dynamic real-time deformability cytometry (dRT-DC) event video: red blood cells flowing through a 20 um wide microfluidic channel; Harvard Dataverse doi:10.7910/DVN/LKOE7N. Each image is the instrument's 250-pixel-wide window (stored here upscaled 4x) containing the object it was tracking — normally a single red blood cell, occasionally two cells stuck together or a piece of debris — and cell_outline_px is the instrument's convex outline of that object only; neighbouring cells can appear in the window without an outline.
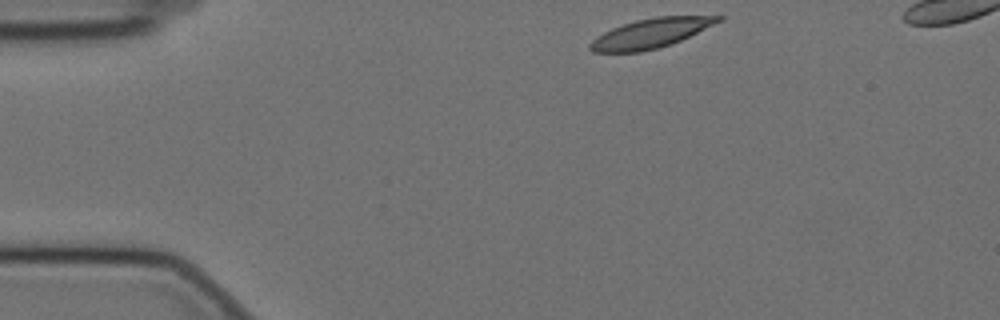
{"species": "Egyptian fruit bat (a non-hibernating species)", "species_latin": "Rousettus aegyptiacus", "temperature_condition": "cold", "stored_images_in_passage": 47, "camera_frame_rate_fps": 3000, "um_per_image_px": 0.085, "animal": {"sex": "female"}, "frame": {"image": 1, "passage_image": 1, "time_ms": 0.0, "image_size_px": [1000, 320], "cell_outline_px": [[724, 20], [672, 44], [640, 52], [592, 52], [588, 48], [588, 44], [596, 36], [612, 28], [636, 20], [656, 16], [724, 16]], "centroid_in_image_um": [55.3, 2.83], "position_along_channel_um": 29.7, "area_um2": 21.96}}
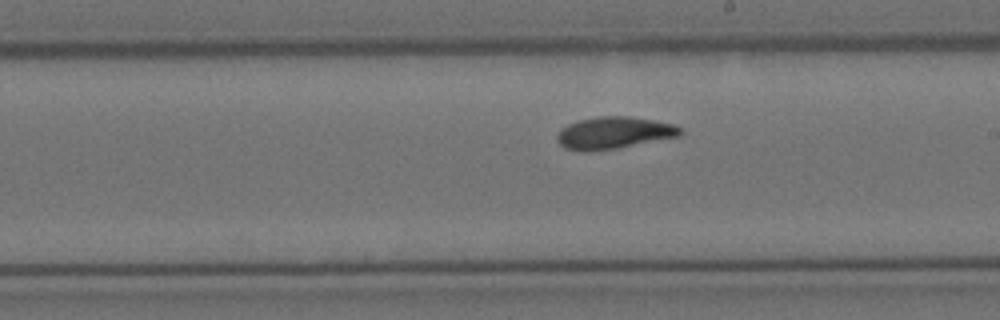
{"frame": {"image": 2, "passage_image": 24, "time_ms": 7.667, "image_size_px": [1000, 320], "cell_outline_px": [[684, 132], [680, 136], [616, 148], [588, 152], [580, 152], [564, 148], [556, 140], [556, 136], [560, 128], [568, 124], [580, 120], [596, 116], [628, 116], [656, 120], [672, 124], [680, 128]], "centroid_in_image_um": [52.14, 11.29], "position_along_channel_um": 236.9, "area_um2": 23.18}}
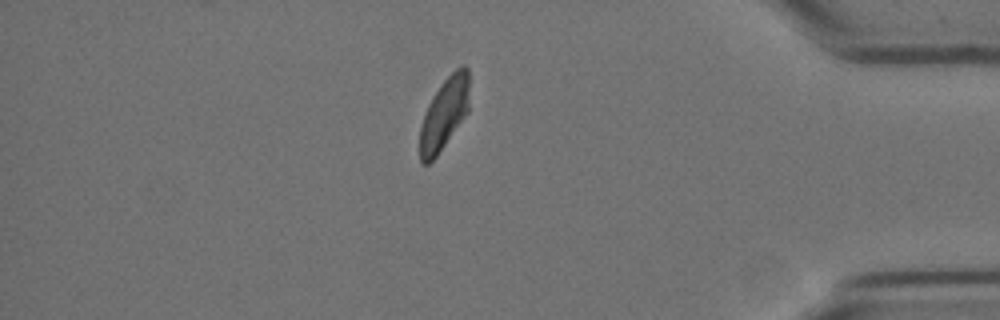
{"frame": {"image": 3, "passage_image": 41, "time_ms": 13.333, "image_size_px": [1000, 320], "cell_outline_px": [[468, 112], [436, 156], [428, 164], [420, 164], [420, 128], [424, 112], [432, 96], [444, 80], [460, 64], [464, 64], [468, 68]], "centroid_in_image_um": [37.74, 9.65], "position_along_channel_um": 397.5, "area_um2": 20.52}, "authors_computed_cell_mechanics": {"area_um2": 22.5998, "velocity_mm_per_s": 3.4325, "shape_relaxation_time_tau1_ms": 4.6559, "shape_relaxation_time_tau2_ms": 1.842, "deformation_change_tau1": 0.1608, "deformation_change_tau2": 0.0733}}